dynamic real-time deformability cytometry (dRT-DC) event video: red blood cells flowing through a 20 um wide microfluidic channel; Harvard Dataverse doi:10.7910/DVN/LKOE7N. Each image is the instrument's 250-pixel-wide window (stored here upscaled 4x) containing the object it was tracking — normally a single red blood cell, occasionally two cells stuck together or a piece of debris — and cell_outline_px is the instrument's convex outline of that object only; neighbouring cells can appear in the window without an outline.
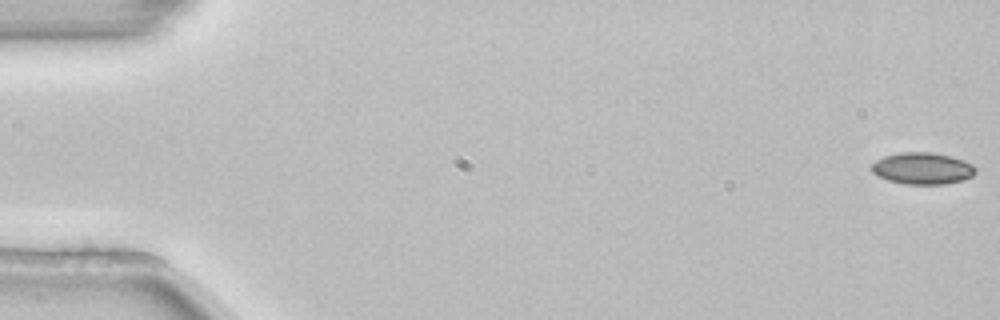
{"species": "common noctule bat (a hibernating species)", "species_latin": "Nyctalus noctula", "temperature_condition": "room temperature", "stored_images_in_passage": 5, "segment_of_instrument_passage": [2, 2], "camera_frame_rate_fps": 3000, "um_per_image_px": 0.085, "animal": {"sex": "female", "body_mass_g": 22.7, "forearm_length_mm": 54.2}, "frame": {"image": 1, "passage_image": 5, "time_ms": 1.333, "image_size_px": [1000, 320], "cell_outline_px": [[976, 172], [972, 176], [960, 180], [944, 184], [904, 184], [888, 180], [876, 176], [872, 172], [872, 164], [876, 160], [884, 156], [900, 152], [932, 152], [964, 160], [972, 164], [976, 168]], "centroid_in_image_um": [78.38, 14.31], "position_along_channel_um": 6.6, "area_um2": 19.19}}